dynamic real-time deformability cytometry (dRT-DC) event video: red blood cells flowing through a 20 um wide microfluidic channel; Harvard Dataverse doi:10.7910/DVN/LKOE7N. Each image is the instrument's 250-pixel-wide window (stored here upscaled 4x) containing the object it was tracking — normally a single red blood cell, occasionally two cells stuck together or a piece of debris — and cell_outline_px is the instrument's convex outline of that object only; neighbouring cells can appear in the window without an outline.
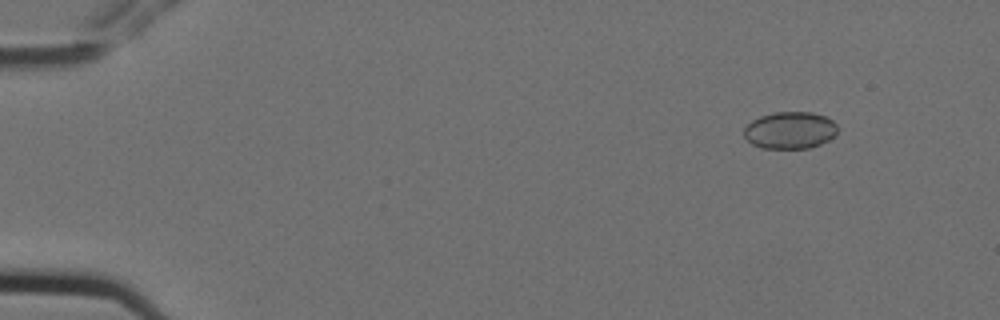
{"species": "Egyptian fruit bat (a non-hibernating species)", "species_latin": "Rousettus aegyptiacus", "temperature_condition": "cold", "stored_images_in_passage": 4, "camera_frame_rate_fps": 3000, "um_per_image_px": 0.085, "animal": {"sex": "female"}, "frame": {"image": 1, "passage_image": 1, "time_ms": 0.0, "image_size_px": [1000, 320], "cell_outline_px": [[836, 136], [820, 144], [808, 148], [760, 148], [752, 144], [744, 136], [744, 128], [752, 120], [760, 116], [776, 112], [812, 112], [824, 116], [832, 120], [836, 124]], "centroid_in_image_um": [67.14, 11.07], "position_along_channel_um": 17.9, "area_um2": 20.17}}